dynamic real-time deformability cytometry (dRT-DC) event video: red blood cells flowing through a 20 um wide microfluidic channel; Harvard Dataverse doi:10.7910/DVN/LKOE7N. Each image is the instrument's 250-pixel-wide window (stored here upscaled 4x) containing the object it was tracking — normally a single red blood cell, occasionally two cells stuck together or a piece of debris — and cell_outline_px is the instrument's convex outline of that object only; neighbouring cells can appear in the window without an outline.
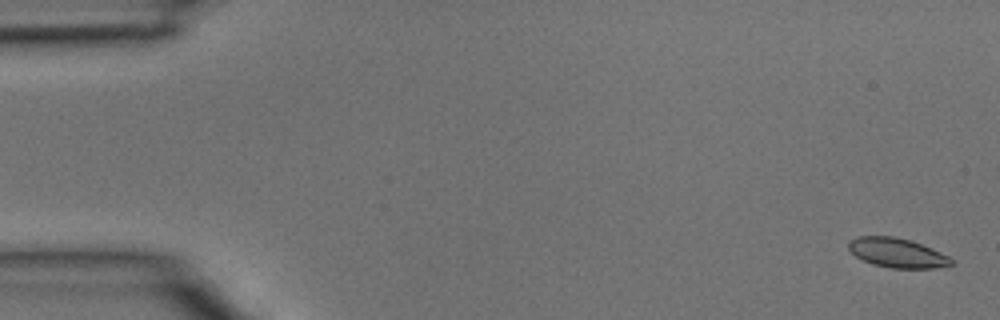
{"species": "common noctule bat (a hibernating species)", "species_latin": "Nyctalus noctula", "temperature_condition": "room temperature", "stored_images_in_passage": 4, "camera_frame_rate_fps": 3000, "um_per_image_px": 0.085, "animal": {"sex": "male", "body_mass_g": 15.6}, "frame": {"image": 1, "passage_image": 1, "time_ms": 0.0, "image_size_px": [1000, 320], "cell_outline_px": [[956, 264], [932, 268], [892, 268], [872, 264], [856, 256], [848, 248], [848, 240], [856, 236], [896, 236], [912, 240], [932, 248], [948, 256]], "centroid_in_image_um": [76.25, 21.47], "position_along_channel_um": 8.7, "area_um2": 17.74}}
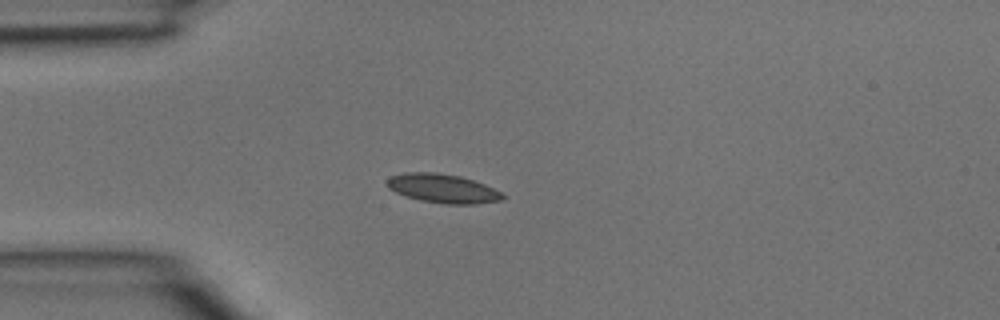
{"frame": {"image": 2, "passage_image": 4, "time_ms": 1.0, "image_size_px": [1000, 320], "cell_outline_px": [[504, 200], [476, 204], [444, 204], [420, 200], [396, 192], [388, 188], [384, 184], [384, 180], [388, 176], [404, 172], [436, 172], [460, 176], [484, 184], [504, 192]], "centroid_in_image_um": [37.61, 16.01], "position_along_channel_um": 47.4, "area_um2": 19.83}}